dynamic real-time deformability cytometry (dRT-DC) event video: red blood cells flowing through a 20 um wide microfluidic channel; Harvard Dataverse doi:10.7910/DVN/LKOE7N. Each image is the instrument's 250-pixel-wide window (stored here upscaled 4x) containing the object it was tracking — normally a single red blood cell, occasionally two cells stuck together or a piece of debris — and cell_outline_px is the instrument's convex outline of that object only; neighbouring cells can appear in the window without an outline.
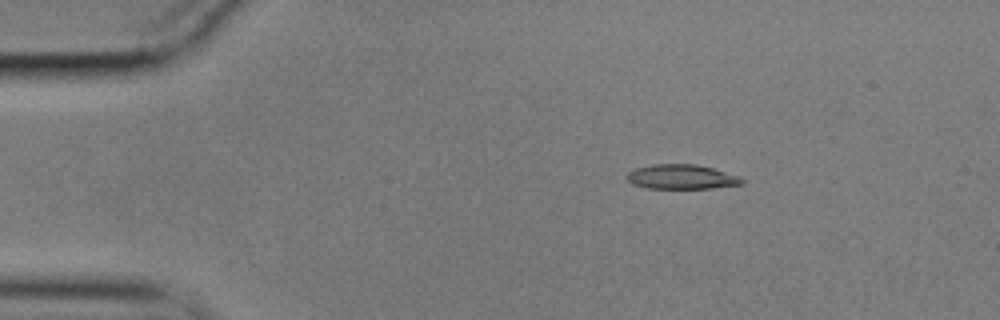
{"species": "common noctule bat (a hibernating species)", "species_latin": "Nyctalus noctula", "temperature_condition": "cold", "stored_images_in_passage": 48, "camera_frame_rate_fps": 3000, "um_per_image_px": 0.085, "animal": {"sex": "male", "body_mass_g": 17.9}, "frame": {"image": 1, "passage_image": 1, "time_ms": 0.0, "image_size_px": [1000, 320], "cell_outline_px": [[744, 184], [712, 188], [648, 188], [632, 184], [624, 176], [628, 172], [636, 168], [652, 164], [696, 164], [712, 168], [740, 176], [744, 180]], "centroid_in_image_um": [57.93, 15.03], "position_along_channel_um": 27.1, "area_um2": 16.53}}
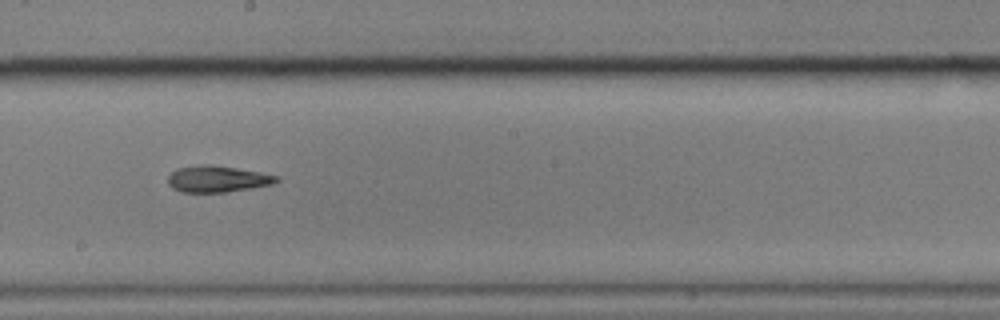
{"frame": {"image": 2, "passage_image": 23, "time_ms": 7.333, "image_size_px": [1000, 320], "cell_outline_px": [[280, 180], [272, 184], [252, 188], [228, 192], [180, 192], [172, 188], [168, 184], [168, 176], [176, 168], [208, 164], [236, 168], [260, 172], [280, 176]], "centroid_in_image_um": [18.49, 15.22], "position_along_channel_um": 229.7, "area_um2": 16.76}}
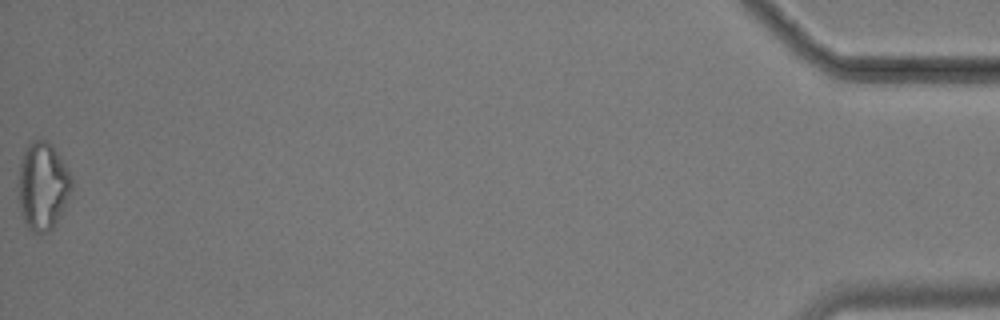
{"frame": {"image": 3, "passage_image": 48, "time_ms": 15.667, "image_size_px": [1000, 320], "cell_outline_px": [[72, 192], [60, 216], [52, 228], [48, 232], [32, 232], [24, 224], [20, 208], [16, 184], [20, 164], [24, 152], [28, 144], [32, 140], [48, 140], [52, 144], [72, 176]], "centroid_in_image_um": [3.62, 15.82], "position_along_channel_um": 431.6, "area_um2": 27.69}, "authors_computed_cell_mechanics": {"area_um2": 17.3111, "velocity_mm_per_s": 3.5795, "shape_relaxation_time_tau1_ms": null, "shape_relaxation_time_tau2_ms": 8.6474, "deformation_change_tau1": null, "deformation_change_tau2": 0.2092}}